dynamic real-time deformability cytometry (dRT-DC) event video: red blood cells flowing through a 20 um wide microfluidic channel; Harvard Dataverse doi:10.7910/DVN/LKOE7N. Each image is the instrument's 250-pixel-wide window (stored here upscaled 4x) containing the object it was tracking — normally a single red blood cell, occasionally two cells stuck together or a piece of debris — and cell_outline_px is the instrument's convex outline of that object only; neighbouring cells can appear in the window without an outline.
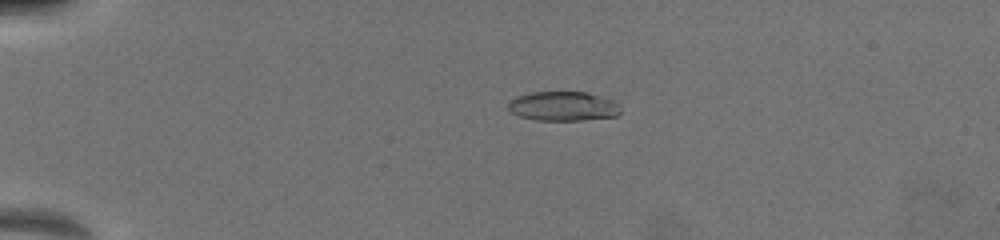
{"species": "common noctule bat (a hibernating species)", "species_latin": "Nyctalus noctula", "temperature_condition": "warm", "stored_images_in_passage": 27, "camera_frame_rate_fps": 3000, "um_per_image_px": 0.085, "animal": {"sex": "female", "body_mass_g": 19.5, "forearm_length_mm": 54.1}, "frame": {"image": 1, "passage_image": 8, "time_ms": 4.0, "image_size_px": [1000, 240], "cell_outline_px": [[620, 112], [616, 116], [584, 120], [536, 120], [520, 116], [512, 112], [508, 108], [508, 104], [516, 96], [532, 92], [588, 92], [612, 100], [616, 104]], "centroid_in_image_um": [47.85, 9.03], "position_along_channel_um": 37.2, "area_um2": 19.02}}
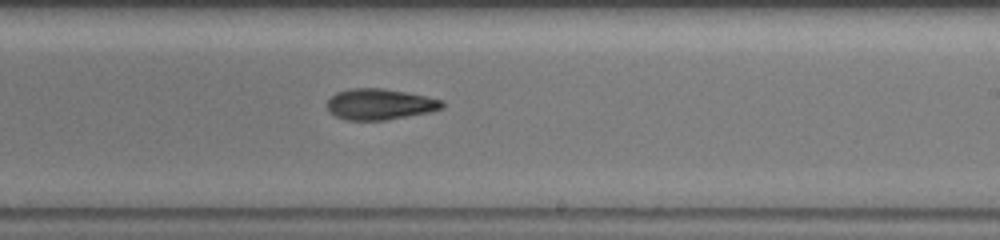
{"frame": {"image": 2, "passage_image": 19, "time_ms": 11.0, "image_size_px": [1000, 240], "cell_outline_px": [[444, 108], [428, 112], [384, 120], [348, 120], [336, 116], [328, 108], [328, 100], [336, 92], [352, 88], [380, 88], [404, 92], [444, 100]], "centroid_in_image_um": [32.3, 8.85], "position_along_channel_um": 256.7, "area_um2": 20.4}}
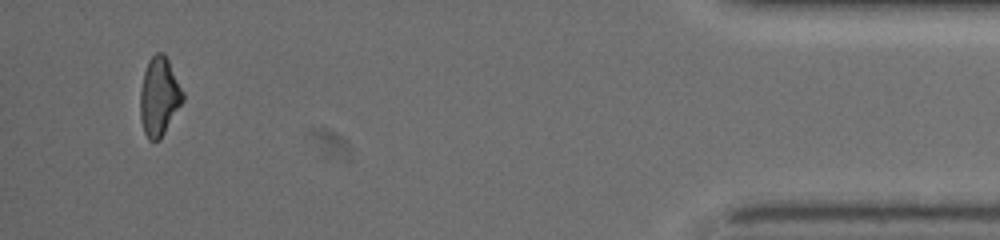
{"frame": {"image": 3, "passage_image": 27, "time_ms": 16.667, "image_size_px": [1000, 240], "cell_outline_px": [[184, 100], [160, 140], [148, 140], [144, 132], [140, 120], [140, 88], [144, 72], [148, 60], [156, 52], [164, 52], [184, 92]], "centroid_in_image_um": [13.52, 8.21], "position_along_channel_um": 421.7, "area_um2": 19.65}, "authors_computed_cell_mechanics": {"area_um2": 20.3456, "velocity_mm_per_s": 4.0425, "shape_relaxation_time_tau1_ms": 7.3832, "shape_relaxation_time_tau2_ms": 6.5985, "deformation_change_tau1": 0.2299, "deformation_change_tau2": 0.163}}